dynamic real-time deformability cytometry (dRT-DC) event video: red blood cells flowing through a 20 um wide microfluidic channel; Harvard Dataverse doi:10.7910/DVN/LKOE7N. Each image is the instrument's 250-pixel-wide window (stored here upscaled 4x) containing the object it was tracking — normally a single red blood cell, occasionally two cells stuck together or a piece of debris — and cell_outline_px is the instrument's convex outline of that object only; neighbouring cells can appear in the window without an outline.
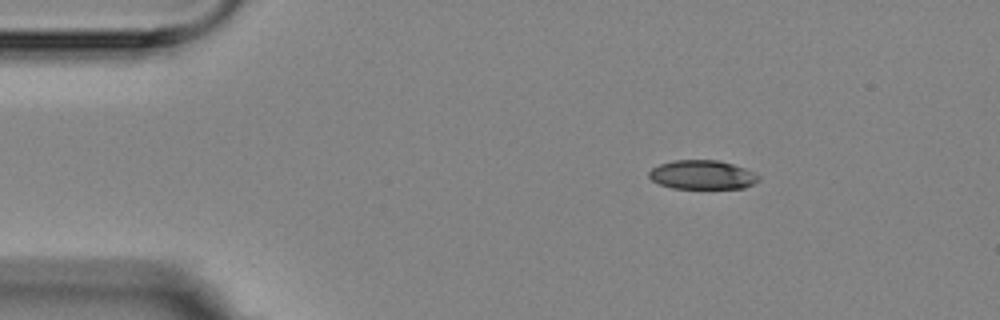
{"species": "Egyptian fruit bat (a non-hibernating species)", "species_latin": "Rousettus aegyptiacus", "temperature_condition": "room temperature", "stored_images_in_passage": 2, "camera_frame_rate_fps": 3000, "um_per_image_px": 0.085, "animal": {"sex": "female"}, "frame": {"image": 1, "passage_image": 1, "time_ms": 0.0, "image_size_px": [1000, 320], "cell_outline_px": [[760, 180], [744, 188], [672, 188], [660, 184], [652, 180], [648, 176], [648, 172], [652, 168], [660, 164], [672, 160], [720, 160], [744, 168], [760, 176]], "centroid_in_image_um": [59.68, 14.85], "position_along_channel_um": 25.3, "area_um2": 18.5}}